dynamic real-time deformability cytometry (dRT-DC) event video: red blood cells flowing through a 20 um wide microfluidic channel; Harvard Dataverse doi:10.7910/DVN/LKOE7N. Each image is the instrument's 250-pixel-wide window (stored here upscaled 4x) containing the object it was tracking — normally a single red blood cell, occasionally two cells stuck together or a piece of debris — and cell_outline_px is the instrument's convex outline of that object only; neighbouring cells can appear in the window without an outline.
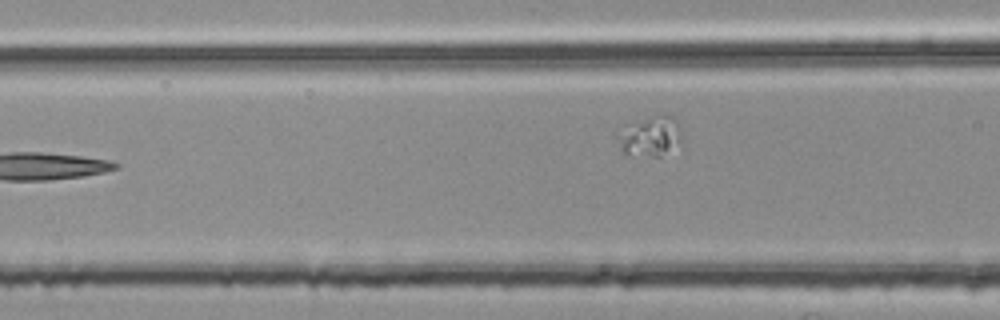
{"species": "common noctule bat (a hibernating species)", "species_latin": "Nyctalus noctula", "temperature_condition": "room temperature", "stored_images_in_passage": 7, "camera_frame_rate_fps": 3000, "um_per_image_px": 0.085, "animal": {"sex": "female", "body_mass_g": 25.1}, "frame": {"image": 1, "passage_image": 7, "time_ms": 2.0, "image_size_px": [1000, 320], "cell_outline_px": [[684, 148], [660, 156], [652, 156], [620, 152], [616, 136], [624, 124], [652, 116], [672, 112], [680, 124], [684, 140]], "centroid_in_image_um": [55.39, 11.56], "position_along_channel_um": 111.2, "area_um2": 16.24}}